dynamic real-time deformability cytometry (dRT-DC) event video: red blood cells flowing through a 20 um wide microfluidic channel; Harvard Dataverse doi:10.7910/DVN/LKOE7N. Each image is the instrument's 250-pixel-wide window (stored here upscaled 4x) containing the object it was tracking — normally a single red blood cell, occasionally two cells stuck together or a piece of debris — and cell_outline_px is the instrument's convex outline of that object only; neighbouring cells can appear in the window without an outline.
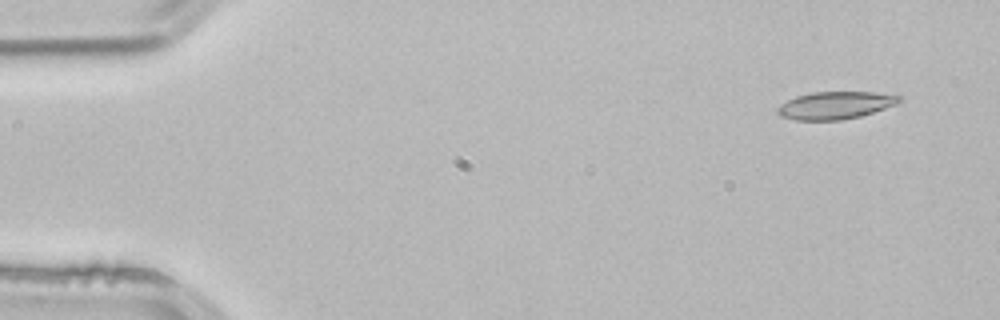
{"species": "common noctule bat (a hibernating species)", "species_latin": "Nyctalus noctula", "temperature_condition": "room temperature", "stored_images_in_passage": 3, "camera_frame_rate_fps": 3000, "um_per_image_px": 0.085, "animal": {"sex": "male", "body_mass_g": 21.5, "forearm_length_mm": 52.0}, "frame": {"image": 1, "passage_image": 1, "time_ms": 0.0, "image_size_px": [1000, 320], "cell_outline_px": [[904, 100], [896, 104], [860, 116], [840, 120], [796, 120], [780, 116], [776, 112], [776, 108], [780, 104], [796, 96], [812, 92], [872, 92], [900, 96]], "centroid_in_image_um": [70.97, 8.95], "position_along_channel_um": 14.0, "area_um2": 19.42}}